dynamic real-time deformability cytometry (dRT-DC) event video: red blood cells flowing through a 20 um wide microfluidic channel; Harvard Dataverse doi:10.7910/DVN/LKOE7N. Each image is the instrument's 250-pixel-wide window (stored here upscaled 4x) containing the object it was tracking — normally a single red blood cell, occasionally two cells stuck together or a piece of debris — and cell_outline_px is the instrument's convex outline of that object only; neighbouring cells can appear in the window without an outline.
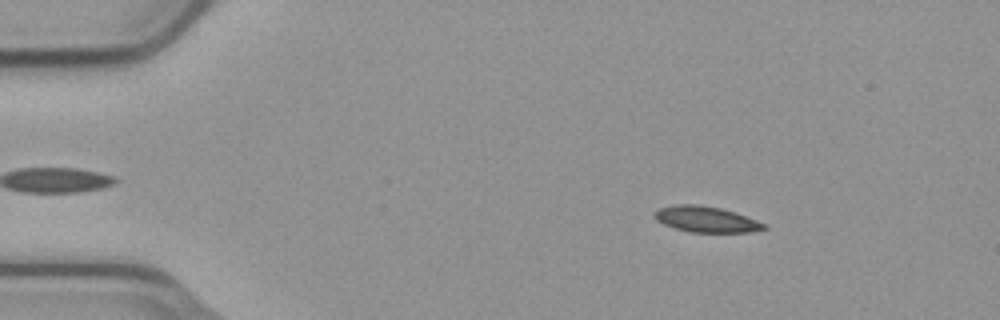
{"species": "common noctule bat (a hibernating species)", "species_latin": "Nyctalus noctula", "temperature_condition": "cold", "stored_images_in_passage": 55, "camera_frame_rate_fps": 3000, "um_per_image_px": 0.085, "animal": {"sex": "male", "body_mass_g": 23.1, "forearm_length_mm": 52.7}, "frame": {"image": 1, "passage_image": 8, "time_ms": 2.333, "image_size_px": [1000, 320], "cell_outline_px": [[768, 228], [748, 232], [688, 232], [664, 224], [656, 220], [652, 216], [660, 208], [676, 204], [696, 204], [720, 208], [736, 212], [756, 220], [764, 224]], "centroid_in_image_um": [60.0, 18.64], "position_along_channel_um": 25.0, "area_um2": 16.36}}
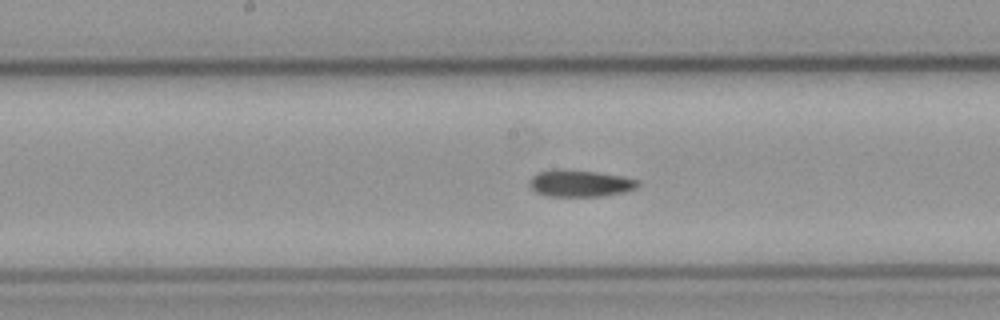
{"frame": {"image": 2, "passage_image": 28, "time_ms": 9.0, "image_size_px": [1000, 320], "cell_outline_px": [[640, 184], [636, 188], [624, 192], [604, 196], [548, 196], [536, 192], [528, 184], [528, 180], [536, 172], [596, 172], [620, 176], [636, 180]], "centroid_in_image_um": [49.31, 15.63], "position_along_channel_um": 198.9, "area_um2": 16.13}}
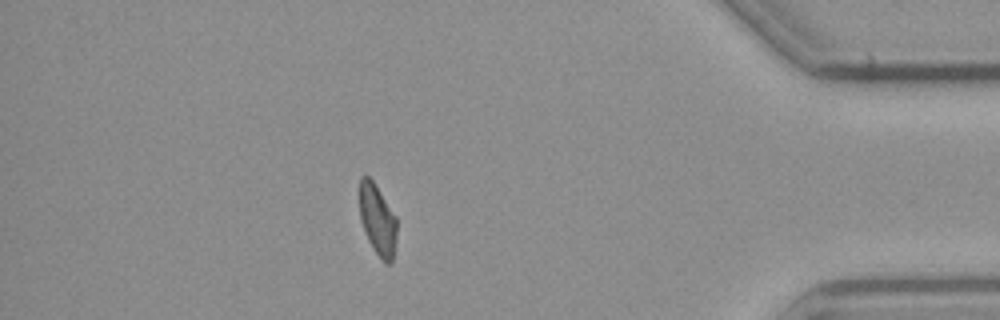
{"frame": {"image": 3, "passage_image": 48, "time_ms": 15.667, "image_size_px": [1000, 320], "cell_outline_px": [[396, 240], [392, 264], [384, 264], [372, 248], [364, 232], [360, 220], [360, 176], [368, 176], [372, 180], [396, 216]], "centroid_in_image_um": [32.09, 18.75], "position_along_channel_um": 403.1, "area_um2": 15.49}, "authors_computed_cell_mechanics": {"area_um2": 16.3574, "velocity_mm_per_s": 3.7222, "shape_relaxation_time_tau1_ms": 8.2634, "shape_relaxation_time_tau2_ms": 6.602, "deformation_change_tau1": 0.1686, "deformation_change_tau2": 0.1104}}